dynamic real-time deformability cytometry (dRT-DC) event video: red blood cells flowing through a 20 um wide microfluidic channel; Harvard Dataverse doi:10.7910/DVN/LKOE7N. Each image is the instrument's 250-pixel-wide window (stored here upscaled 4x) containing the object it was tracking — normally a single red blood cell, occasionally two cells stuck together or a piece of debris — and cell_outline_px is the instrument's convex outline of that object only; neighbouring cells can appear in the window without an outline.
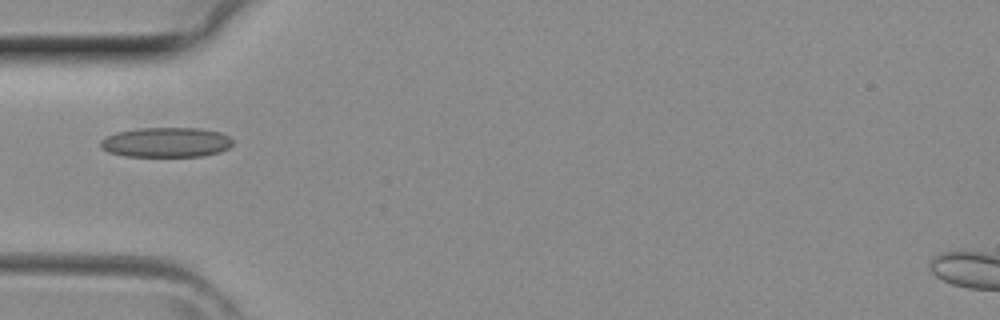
{"species": "common noctule bat (a hibernating species)", "species_latin": "Nyctalus noctula", "temperature_condition": "room temperature", "stored_images_in_passage": 2, "camera_frame_rate_fps": 3000, "um_per_image_px": 0.085, "animal": {"sex": "female", "body_mass_g": 29.2, "forearm_length_mm": 56.3}, "frame": {"image": 1, "passage_image": 2, "time_ms": 0.333, "image_size_px": [1000, 320], "cell_outline_px": [[232, 144], [228, 148], [220, 152], [200, 156], [124, 156], [108, 152], [100, 148], [100, 140], [116, 132], [136, 128], [200, 128], [220, 132], [228, 136], [232, 140]], "centroid_in_image_um": [14.1, 12.09], "position_along_channel_um": 70.9, "area_um2": 23.06}}